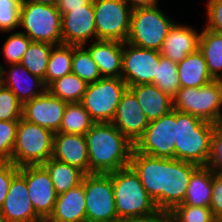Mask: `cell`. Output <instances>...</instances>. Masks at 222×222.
<instances>
[{"label":"cell","instance_id":"681fc988","mask_svg":"<svg viewBox=\"0 0 222 222\" xmlns=\"http://www.w3.org/2000/svg\"><path fill=\"white\" fill-rule=\"evenodd\" d=\"M154 222H171L165 215L160 218L159 220H156Z\"/></svg>","mask_w":222,"mask_h":222},{"label":"cell","instance_id":"7dc6e473","mask_svg":"<svg viewBox=\"0 0 222 222\" xmlns=\"http://www.w3.org/2000/svg\"><path fill=\"white\" fill-rule=\"evenodd\" d=\"M34 3L56 5L57 0H29Z\"/></svg>","mask_w":222,"mask_h":222},{"label":"cell","instance_id":"8992f818","mask_svg":"<svg viewBox=\"0 0 222 222\" xmlns=\"http://www.w3.org/2000/svg\"><path fill=\"white\" fill-rule=\"evenodd\" d=\"M19 26L31 41L58 45L62 43L61 14L56 5L22 0Z\"/></svg>","mask_w":222,"mask_h":222},{"label":"cell","instance_id":"44dd1931","mask_svg":"<svg viewBox=\"0 0 222 222\" xmlns=\"http://www.w3.org/2000/svg\"><path fill=\"white\" fill-rule=\"evenodd\" d=\"M52 158L89 174L87 142L84 135L54 133Z\"/></svg>","mask_w":222,"mask_h":222},{"label":"cell","instance_id":"30bf717a","mask_svg":"<svg viewBox=\"0 0 222 222\" xmlns=\"http://www.w3.org/2000/svg\"><path fill=\"white\" fill-rule=\"evenodd\" d=\"M86 222H110L117 219L111 173L85 174L83 180Z\"/></svg>","mask_w":222,"mask_h":222},{"label":"cell","instance_id":"1f68e13d","mask_svg":"<svg viewBox=\"0 0 222 222\" xmlns=\"http://www.w3.org/2000/svg\"><path fill=\"white\" fill-rule=\"evenodd\" d=\"M94 123L80 102L67 103L58 132L85 135Z\"/></svg>","mask_w":222,"mask_h":222},{"label":"cell","instance_id":"2e32d148","mask_svg":"<svg viewBox=\"0 0 222 222\" xmlns=\"http://www.w3.org/2000/svg\"><path fill=\"white\" fill-rule=\"evenodd\" d=\"M61 36L63 44L75 46H86L90 38L97 40L93 0L61 15Z\"/></svg>","mask_w":222,"mask_h":222},{"label":"cell","instance_id":"7c38bea8","mask_svg":"<svg viewBox=\"0 0 222 222\" xmlns=\"http://www.w3.org/2000/svg\"><path fill=\"white\" fill-rule=\"evenodd\" d=\"M160 57V51L143 49L124 42L121 78L127 87L153 84Z\"/></svg>","mask_w":222,"mask_h":222},{"label":"cell","instance_id":"9c48e42d","mask_svg":"<svg viewBox=\"0 0 222 222\" xmlns=\"http://www.w3.org/2000/svg\"><path fill=\"white\" fill-rule=\"evenodd\" d=\"M97 40L126 42L132 8L125 0H93Z\"/></svg>","mask_w":222,"mask_h":222},{"label":"cell","instance_id":"f1b7e54d","mask_svg":"<svg viewBox=\"0 0 222 222\" xmlns=\"http://www.w3.org/2000/svg\"><path fill=\"white\" fill-rule=\"evenodd\" d=\"M42 166L47 170L57 195L82 183L85 173L69 164L49 158Z\"/></svg>","mask_w":222,"mask_h":222},{"label":"cell","instance_id":"4fadbf2b","mask_svg":"<svg viewBox=\"0 0 222 222\" xmlns=\"http://www.w3.org/2000/svg\"><path fill=\"white\" fill-rule=\"evenodd\" d=\"M19 173L26 180L35 213L45 222L52 214L57 199L47 170L42 165H26L19 167Z\"/></svg>","mask_w":222,"mask_h":222},{"label":"cell","instance_id":"5b68a950","mask_svg":"<svg viewBox=\"0 0 222 222\" xmlns=\"http://www.w3.org/2000/svg\"><path fill=\"white\" fill-rule=\"evenodd\" d=\"M54 133L21 118L16 130L12 162L17 167L42 165L52 157Z\"/></svg>","mask_w":222,"mask_h":222},{"label":"cell","instance_id":"3957f363","mask_svg":"<svg viewBox=\"0 0 222 222\" xmlns=\"http://www.w3.org/2000/svg\"><path fill=\"white\" fill-rule=\"evenodd\" d=\"M215 124L176 110L175 159L207 166Z\"/></svg>","mask_w":222,"mask_h":222},{"label":"cell","instance_id":"ee69618b","mask_svg":"<svg viewBox=\"0 0 222 222\" xmlns=\"http://www.w3.org/2000/svg\"><path fill=\"white\" fill-rule=\"evenodd\" d=\"M19 172L13 162H0V208L10 188L12 178Z\"/></svg>","mask_w":222,"mask_h":222},{"label":"cell","instance_id":"b9f144b4","mask_svg":"<svg viewBox=\"0 0 222 222\" xmlns=\"http://www.w3.org/2000/svg\"><path fill=\"white\" fill-rule=\"evenodd\" d=\"M210 210L218 222H222V174L212 171V197Z\"/></svg>","mask_w":222,"mask_h":222},{"label":"cell","instance_id":"bcb514c9","mask_svg":"<svg viewBox=\"0 0 222 222\" xmlns=\"http://www.w3.org/2000/svg\"><path fill=\"white\" fill-rule=\"evenodd\" d=\"M132 10L158 6V0H125Z\"/></svg>","mask_w":222,"mask_h":222},{"label":"cell","instance_id":"5bb4252c","mask_svg":"<svg viewBox=\"0 0 222 222\" xmlns=\"http://www.w3.org/2000/svg\"><path fill=\"white\" fill-rule=\"evenodd\" d=\"M130 166L138 174L144 189L164 215L165 158L153 157L133 149Z\"/></svg>","mask_w":222,"mask_h":222},{"label":"cell","instance_id":"277c9868","mask_svg":"<svg viewBox=\"0 0 222 222\" xmlns=\"http://www.w3.org/2000/svg\"><path fill=\"white\" fill-rule=\"evenodd\" d=\"M222 80L213 79L197 88H180L173 98V109L204 121L222 124Z\"/></svg>","mask_w":222,"mask_h":222},{"label":"cell","instance_id":"60d3db41","mask_svg":"<svg viewBox=\"0 0 222 222\" xmlns=\"http://www.w3.org/2000/svg\"><path fill=\"white\" fill-rule=\"evenodd\" d=\"M214 173L222 174V124H215L211 155L207 165Z\"/></svg>","mask_w":222,"mask_h":222},{"label":"cell","instance_id":"f35d334b","mask_svg":"<svg viewBox=\"0 0 222 222\" xmlns=\"http://www.w3.org/2000/svg\"><path fill=\"white\" fill-rule=\"evenodd\" d=\"M22 0H0V31L12 32L19 28Z\"/></svg>","mask_w":222,"mask_h":222},{"label":"cell","instance_id":"4316f807","mask_svg":"<svg viewBox=\"0 0 222 222\" xmlns=\"http://www.w3.org/2000/svg\"><path fill=\"white\" fill-rule=\"evenodd\" d=\"M212 197V170L208 166H199L190 178L182 204L210 207Z\"/></svg>","mask_w":222,"mask_h":222},{"label":"cell","instance_id":"ac0fdd59","mask_svg":"<svg viewBox=\"0 0 222 222\" xmlns=\"http://www.w3.org/2000/svg\"><path fill=\"white\" fill-rule=\"evenodd\" d=\"M25 178L18 172L11 181L0 214L7 222H44L34 211Z\"/></svg>","mask_w":222,"mask_h":222},{"label":"cell","instance_id":"9a60e30c","mask_svg":"<svg viewBox=\"0 0 222 222\" xmlns=\"http://www.w3.org/2000/svg\"><path fill=\"white\" fill-rule=\"evenodd\" d=\"M66 106L67 102L53 96L46 90L41 96L34 97L23 104L22 118L57 133Z\"/></svg>","mask_w":222,"mask_h":222},{"label":"cell","instance_id":"ab89813d","mask_svg":"<svg viewBox=\"0 0 222 222\" xmlns=\"http://www.w3.org/2000/svg\"><path fill=\"white\" fill-rule=\"evenodd\" d=\"M19 121H0V161L12 162Z\"/></svg>","mask_w":222,"mask_h":222},{"label":"cell","instance_id":"c3c4849f","mask_svg":"<svg viewBox=\"0 0 222 222\" xmlns=\"http://www.w3.org/2000/svg\"><path fill=\"white\" fill-rule=\"evenodd\" d=\"M110 222H139V221L130 218H117Z\"/></svg>","mask_w":222,"mask_h":222},{"label":"cell","instance_id":"7a4b0ae2","mask_svg":"<svg viewBox=\"0 0 222 222\" xmlns=\"http://www.w3.org/2000/svg\"><path fill=\"white\" fill-rule=\"evenodd\" d=\"M111 178L118 218L154 222L164 216L131 166L112 172Z\"/></svg>","mask_w":222,"mask_h":222},{"label":"cell","instance_id":"4dcf8cb0","mask_svg":"<svg viewBox=\"0 0 222 222\" xmlns=\"http://www.w3.org/2000/svg\"><path fill=\"white\" fill-rule=\"evenodd\" d=\"M73 45H53L45 73V86L72 72Z\"/></svg>","mask_w":222,"mask_h":222},{"label":"cell","instance_id":"d590c367","mask_svg":"<svg viewBox=\"0 0 222 222\" xmlns=\"http://www.w3.org/2000/svg\"><path fill=\"white\" fill-rule=\"evenodd\" d=\"M171 222H218L210 207L177 205L165 215Z\"/></svg>","mask_w":222,"mask_h":222},{"label":"cell","instance_id":"cb8c5ba5","mask_svg":"<svg viewBox=\"0 0 222 222\" xmlns=\"http://www.w3.org/2000/svg\"><path fill=\"white\" fill-rule=\"evenodd\" d=\"M45 222H86L83 182L57 195L54 210Z\"/></svg>","mask_w":222,"mask_h":222},{"label":"cell","instance_id":"ffe728a7","mask_svg":"<svg viewBox=\"0 0 222 222\" xmlns=\"http://www.w3.org/2000/svg\"><path fill=\"white\" fill-rule=\"evenodd\" d=\"M8 66L9 70L6 71L0 64V83L9 89L22 105L46 91L43 80L32 75L22 64Z\"/></svg>","mask_w":222,"mask_h":222},{"label":"cell","instance_id":"8fae6325","mask_svg":"<svg viewBox=\"0 0 222 222\" xmlns=\"http://www.w3.org/2000/svg\"><path fill=\"white\" fill-rule=\"evenodd\" d=\"M176 110L149 121L144 134L134 144V149L146 155L175 158Z\"/></svg>","mask_w":222,"mask_h":222},{"label":"cell","instance_id":"d6a6232c","mask_svg":"<svg viewBox=\"0 0 222 222\" xmlns=\"http://www.w3.org/2000/svg\"><path fill=\"white\" fill-rule=\"evenodd\" d=\"M53 45L31 41L28 50L22 57V64L32 75L41 78L45 85V73Z\"/></svg>","mask_w":222,"mask_h":222},{"label":"cell","instance_id":"7402d4cb","mask_svg":"<svg viewBox=\"0 0 222 222\" xmlns=\"http://www.w3.org/2000/svg\"><path fill=\"white\" fill-rule=\"evenodd\" d=\"M191 27L175 22L168 31L160 54L178 64L187 55L197 52L199 50L200 33Z\"/></svg>","mask_w":222,"mask_h":222},{"label":"cell","instance_id":"6da1fadb","mask_svg":"<svg viewBox=\"0 0 222 222\" xmlns=\"http://www.w3.org/2000/svg\"><path fill=\"white\" fill-rule=\"evenodd\" d=\"M84 136L87 142L89 174H109L130 166L134 144L111 122L94 123Z\"/></svg>","mask_w":222,"mask_h":222},{"label":"cell","instance_id":"484cf974","mask_svg":"<svg viewBox=\"0 0 222 222\" xmlns=\"http://www.w3.org/2000/svg\"><path fill=\"white\" fill-rule=\"evenodd\" d=\"M180 88H197L213 80L203 54L198 50L177 64Z\"/></svg>","mask_w":222,"mask_h":222},{"label":"cell","instance_id":"8d00e7d4","mask_svg":"<svg viewBox=\"0 0 222 222\" xmlns=\"http://www.w3.org/2000/svg\"><path fill=\"white\" fill-rule=\"evenodd\" d=\"M31 39L24 33L12 32L4 42L3 55L8 65L20 63L23 55L28 50Z\"/></svg>","mask_w":222,"mask_h":222},{"label":"cell","instance_id":"f546056e","mask_svg":"<svg viewBox=\"0 0 222 222\" xmlns=\"http://www.w3.org/2000/svg\"><path fill=\"white\" fill-rule=\"evenodd\" d=\"M87 83L74 73H69L51 82L46 90L67 103L80 102L87 89Z\"/></svg>","mask_w":222,"mask_h":222},{"label":"cell","instance_id":"e575fe53","mask_svg":"<svg viewBox=\"0 0 222 222\" xmlns=\"http://www.w3.org/2000/svg\"><path fill=\"white\" fill-rule=\"evenodd\" d=\"M72 73L83 79L87 84L94 83L102 78L97 64L83 45H73Z\"/></svg>","mask_w":222,"mask_h":222},{"label":"cell","instance_id":"d4e9b609","mask_svg":"<svg viewBox=\"0 0 222 222\" xmlns=\"http://www.w3.org/2000/svg\"><path fill=\"white\" fill-rule=\"evenodd\" d=\"M128 89L135 95L148 121L159 119L173 110V98L154 84H139Z\"/></svg>","mask_w":222,"mask_h":222},{"label":"cell","instance_id":"d6986e66","mask_svg":"<svg viewBox=\"0 0 222 222\" xmlns=\"http://www.w3.org/2000/svg\"><path fill=\"white\" fill-rule=\"evenodd\" d=\"M111 123L133 144L144 134L149 124L135 95L128 88L121 95Z\"/></svg>","mask_w":222,"mask_h":222},{"label":"cell","instance_id":"7bdbcfd3","mask_svg":"<svg viewBox=\"0 0 222 222\" xmlns=\"http://www.w3.org/2000/svg\"><path fill=\"white\" fill-rule=\"evenodd\" d=\"M206 28L222 34V0H207Z\"/></svg>","mask_w":222,"mask_h":222},{"label":"cell","instance_id":"74e56055","mask_svg":"<svg viewBox=\"0 0 222 222\" xmlns=\"http://www.w3.org/2000/svg\"><path fill=\"white\" fill-rule=\"evenodd\" d=\"M23 105L17 97L0 83V121H19Z\"/></svg>","mask_w":222,"mask_h":222},{"label":"cell","instance_id":"603a6c76","mask_svg":"<svg viewBox=\"0 0 222 222\" xmlns=\"http://www.w3.org/2000/svg\"><path fill=\"white\" fill-rule=\"evenodd\" d=\"M85 47L97 64L102 77L121 78L123 43L96 40Z\"/></svg>","mask_w":222,"mask_h":222},{"label":"cell","instance_id":"836d02e7","mask_svg":"<svg viewBox=\"0 0 222 222\" xmlns=\"http://www.w3.org/2000/svg\"><path fill=\"white\" fill-rule=\"evenodd\" d=\"M153 84L162 92L174 98L180 89L177 63L161 55Z\"/></svg>","mask_w":222,"mask_h":222},{"label":"cell","instance_id":"e0dca14e","mask_svg":"<svg viewBox=\"0 0 222 222\" xmlns=\"http://www.w3.org/2000/svg\"><path fill=\"white\" fill-rule=\"evenodd\" d=\"M199 166L175 158H165L164 215L182 204L192 173Z\"/></svg>","mask_w":222,"mask_h":222},{"label":"cell","instance_id":"ba28073f","mask_svg":"<svg viewBox=\"0 0 222 222\" xmlns=\"http://www.w3.org/2000/svg\"><path fill=\"white\" fill-rule=\"evenodd\" d=\"M127 88L122 78L102 77L87 85L80 103L95 123L112 122Z\"/></svg>","mask_w":222,"mask_h":222},{"label":"cell","instance_id":"52a82bcc","mask_svg":"<svg viewBox=\"0 0 222 222\" xmlns=\"http://www.w3.org/2000/svg\"><path fill=\"white\" fill-rule=\"evenodd\" d=\"M174 23L158 6L132 10L126 42L139 48L160 51Z\"/></svg>","mask_w":222,"mask_h":222},{"label":"cell","instance_id":"83f0119b","mask_svg":"<svg viewBox=\"0 0 222 222\" xmlns=\"http://www.w3.org/2000/svg\"><path fill=\"white\" fill-rule=\"evenodd\" d=\"M199 51L211 77L222 80V34L205 27L200 32Z\"/></svg>","mask_w":222,"mask_h":222},{"label":"cell","instance_id":"f907efd6","mask_svg":"<svg viewBox=\"0 0 222 222\" xmlns=\"http://www.w3.org/2000/svg\"><path fill=\"white\" fill-rule=\"evenodd\" d=\"M0 222H7V221L2 217L1 214H0Z\"/></svg>","mask_w":222,"mask_h":222},{"label":"cell","instance_id":"f6af8a7d","mask_svg":"<svg viewBox=\"0 0 222 222\" xmlns=\"http://www.w3.org/2000/svg\"><path fill=\"white\" fill-rule=\"evenodd\" d=\"M92 0H57L56 7L61 15L72 11L73 9L83 8L88 5Z\"/></svg>","mask_w":222,"mask_h":222}]
</instances>
